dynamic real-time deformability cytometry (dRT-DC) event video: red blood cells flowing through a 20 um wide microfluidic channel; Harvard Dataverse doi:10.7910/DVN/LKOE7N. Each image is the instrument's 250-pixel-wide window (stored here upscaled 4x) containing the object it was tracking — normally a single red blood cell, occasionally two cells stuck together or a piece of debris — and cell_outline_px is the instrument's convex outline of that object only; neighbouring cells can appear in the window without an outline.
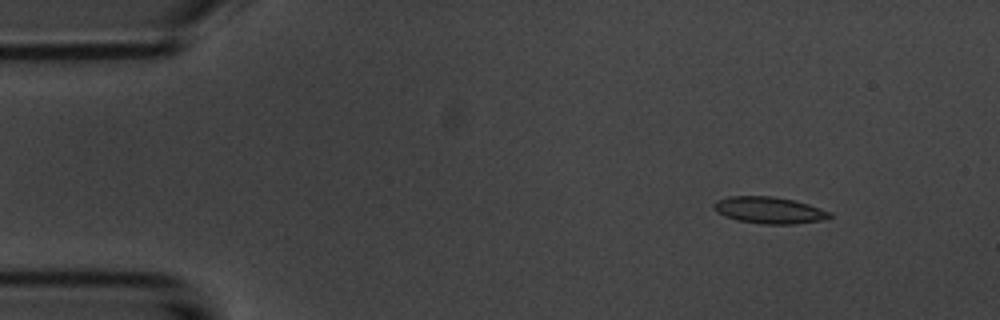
{"species": "common noctule bat (a hibernating species)", "species_latin": "Nyctalus noctula", "temperature_condition": "room temperature", "stored_images_in_passage": 9, "camera_frame_rate_fps": 3000, "um_per_image_px": 0.085, "animal": {"sex": "male", "body_mass_g": 20.1, "forearm_length_mm": 53.5}, "frame": {"image": 1, "passage_image": 2, "time_ms": 1.333, "image_size_px": [1000, 320], "cell_outline_px": [[832, 216], [824, 220], [796, 224], [764, 224], [736, 220], [724, 216], [716, 212], [712, 208], [712, 204], [716, 200], [728, 196], [772, 196], [792, 200], [808, 204], [832, 212]], "centroid_in_image_um": [65.35, 17.87], "position_along_channel_um": 19.6, "area_um2": 18.21}}
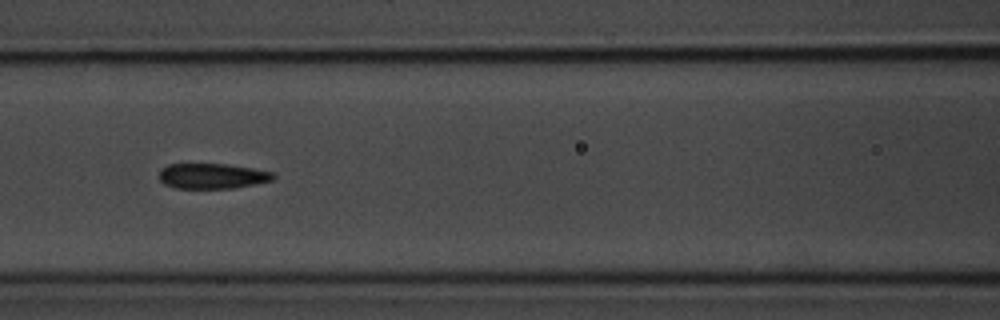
{"frame": {"image": 2, "passage_image": 7, "time_ms": 7.0, "image_size_px": [1000, 320], "cell_outline_px": [[276, 176], [272, 180], [256, 184], [232, 188], [176, 188], [164, 184], [160, 180], [160, 168], [168, 164], [228, 164], [276, 172]], "centroid_in_image_um": [18.07, 14.95], "position_along_channel_um": 148.5, "area_um2": 16.94}}
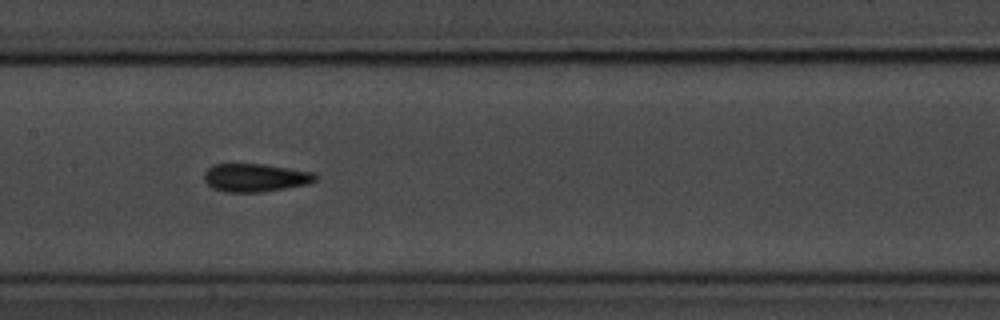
{"frame": {"image": 3, "passage_image": 8, "time_ms": 8.0, "image_size_px": [1000, 320], "cell_outline_px": [[316, 180], [308, 184], [260, 192], [224, 192], [212, 188], [204, 180], [204, 172], [212, 164], [264, 164], [316, 172]], "centroid_in_image_um": [21.69, 15.09], "position_along_channel_um": 185.7, "area_um2": 18.32}}